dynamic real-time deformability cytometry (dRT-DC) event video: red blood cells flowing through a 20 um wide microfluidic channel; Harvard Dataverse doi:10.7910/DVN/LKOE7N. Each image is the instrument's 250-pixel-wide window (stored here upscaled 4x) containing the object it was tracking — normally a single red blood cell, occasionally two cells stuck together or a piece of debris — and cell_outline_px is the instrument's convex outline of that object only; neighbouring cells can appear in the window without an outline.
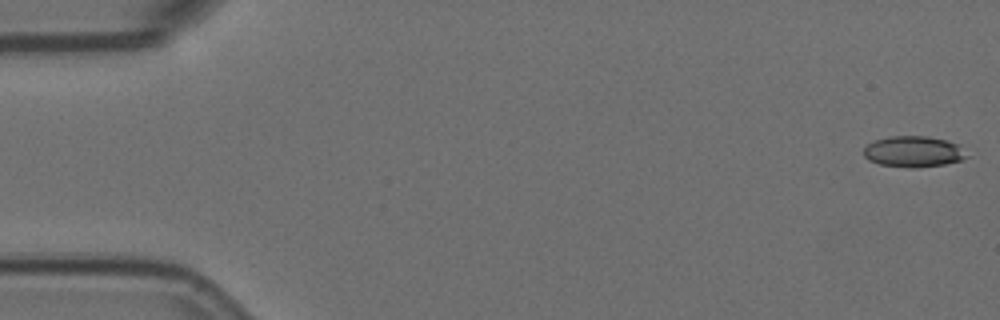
{"species": "Egyptian fruit bat (a non-hibernating species)", "species_latin": "Rousettus aegyptiacus", "temperature_condition": "room temperature", "stored_images_in_passage": 56, "camera_frame_rate_fps": 3000, "um_per_image_px": 0.085, "animal": {"sex": "female"}, "frame": {"image": 1, "passage_image": 1, "time_ms": 0.0, "image_size_px": [1000, 320], "cell_outline_px": [[968, 156], [960, 160], [944, 164], [912, 168], [880, 164], [868, 160], [864, 156], [864, 148], [868, 144], [876, 140], [888, 136], [928, 136], [960, 144]], "centroid_in_image_um": [77.64, 12.88], "position_along_channel_um": 7.4, "area_um2": 18.5}}
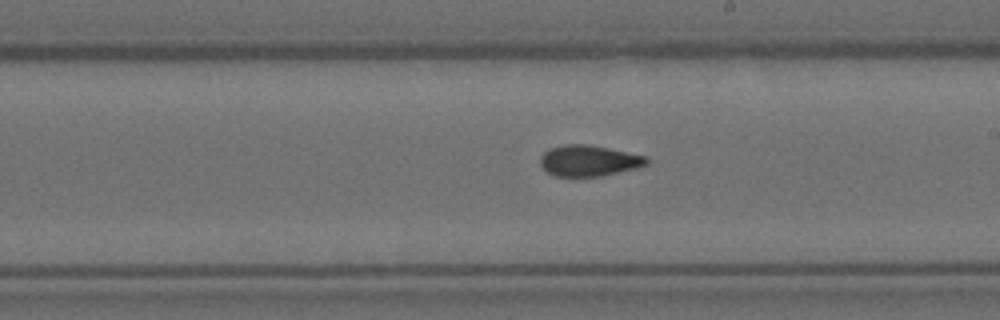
{"frame": {"image": 2, "passage_image": 32, "time_ms": 10.333, "image_size_px": [1000, 320], "cell_outline_px": [[648, 164], [636, 168], [600, 176], [556, 176], [548, 172], [540, 164], [540, 156], [548, 148], [564, 144], [588, 144], [648, 156]], "centroid_in_image_um": [50.05, 13.64], "position_along_channel_um": 239.0, "area_um2": 19.19}}
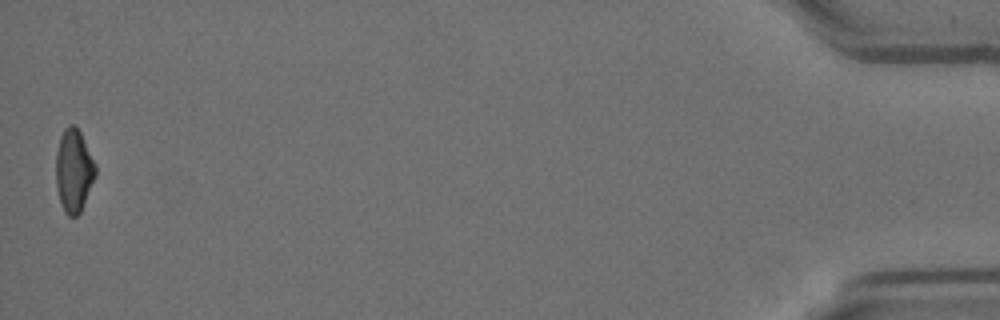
{"frame": {"image": 3, "passage_image": 56, "time_ms": 18.333, "image_size_px": [1000, 320], "cell_outline_px": [[96, 176], [80, 212], [76, 216], [68, 216], [64, 212], [60, 200], [56, 184], [56, 152], [60, 136], [64, 128], [68, 124], [72, 124], [80, 132], [96, 164]], "centroid_in_image_um": [6.27, 14.49], "position_along_channel_um": 428.9, "area_um2": 19.07}, "authors_computed_cell_mechanics": {"area_um2": 19.2763, "velocity_mm_per_s": 3.5874, "shape_relaxation_time_tau1_ms": null, "shape_relaxation_time_tau2_ms": 2.0581, "deformation_change_tau1": null, "deformation_change_tau2": 0.0711}}